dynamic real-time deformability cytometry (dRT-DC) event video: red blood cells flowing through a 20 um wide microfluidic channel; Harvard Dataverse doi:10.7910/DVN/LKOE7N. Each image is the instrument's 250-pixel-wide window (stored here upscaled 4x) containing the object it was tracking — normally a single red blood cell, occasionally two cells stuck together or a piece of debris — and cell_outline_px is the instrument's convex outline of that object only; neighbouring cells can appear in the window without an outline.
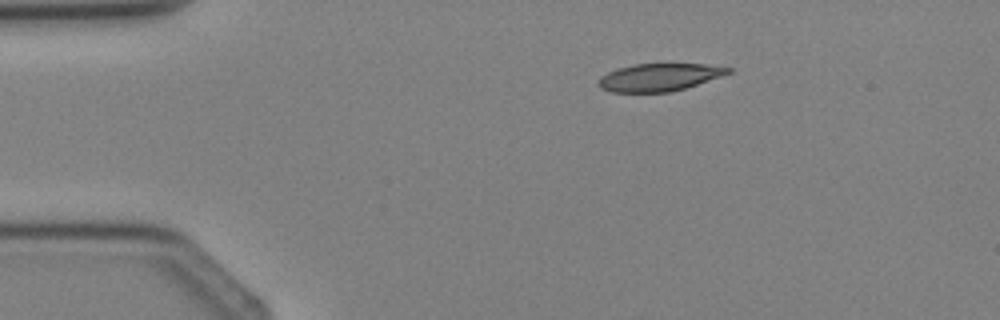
{"species": "Egyptian fruit bat (a non-hibernating species)", "species_latin": "Rousettus aegyptiacus", "temperature_condition": "cold", "stored_images_in_passage": 3, "camera_frame_rate_fps": 3000, "um_per_image_px": 0.085, "animal": {"sex": "female"}, "frame": {"image": 1, "passage_image": 3, "time_ms": 3.333, "image_size_px": [1000, 320], "cell_outline_px": [[732, 72], [672, 92], [612, 92], [600, 88], [596, 84], [596, 80], [600, 76], [616, 68], [632, 64], [704, 64], [732, 68]], "centroid_in_image_um": [55.95, 6.56], "position_along_channel_um": 29.1, "area_um2": 20.87}}